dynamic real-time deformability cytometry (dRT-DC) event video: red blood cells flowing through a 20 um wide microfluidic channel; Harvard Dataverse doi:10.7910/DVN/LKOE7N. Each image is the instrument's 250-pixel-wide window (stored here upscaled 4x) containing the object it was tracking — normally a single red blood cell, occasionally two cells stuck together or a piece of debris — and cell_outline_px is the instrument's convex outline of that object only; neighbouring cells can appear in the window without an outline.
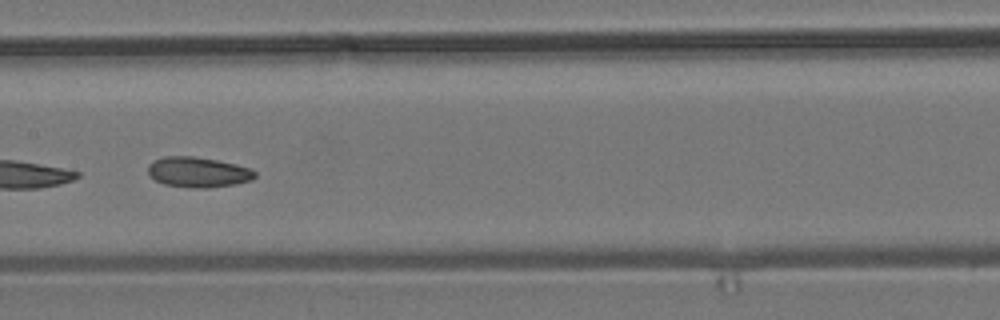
{"species": "common noctule bat (a hibernating species)", "species_latin": "Nyctalus noctula", "temperature_condition": "room temperature", "stored_images_in_passage": 10, "camera_frame_rate_fps": 3000, "um_per_image_px": 0.085, "animal": {"sex": "male", "body_mass_g": 19.2, "forearm_length_mm": 51.8}, "frame": {"image": 1, "passage_image": 7, "time_ms": 8.0, "image_size_px": [1000, 320], "cell_outline_px": [[256, 176], [252, 180], [236, 184], [208, 188], [192, 188], [164, 184], [156, 180], [148, 172], [148, 164], [152, 160], [164, 156], [192, 156], [216, 160], [236, 164], [252, 168], [256, 172]], "centroid_in_image_um": [16.85, 14.63], "position_along_channel_um": 190.5, "area_um2": 19.02}}
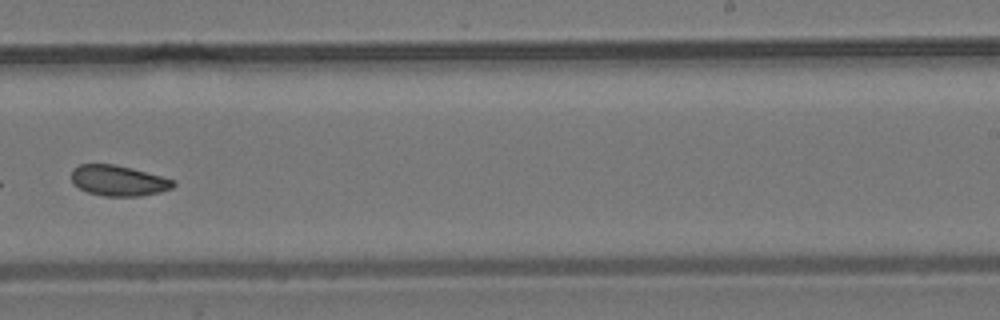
{"frame": {"image": 2, "passage_image": 9, "time_ms": 10.333, "image_size_px": [1000, 320], "cell_outline_px": [[176, 184], [172, 188], [160, 192], [140, 196], [104, 196], [88, 192], [72, 184], [72, 168], [80, 164], [112, 164], [132, 168], [160, 176], [172, 180]], "centroid_in_image_um": [10.03, 15.35], "position_along_channel_um": 279.0, "area_um2": 18.03}}
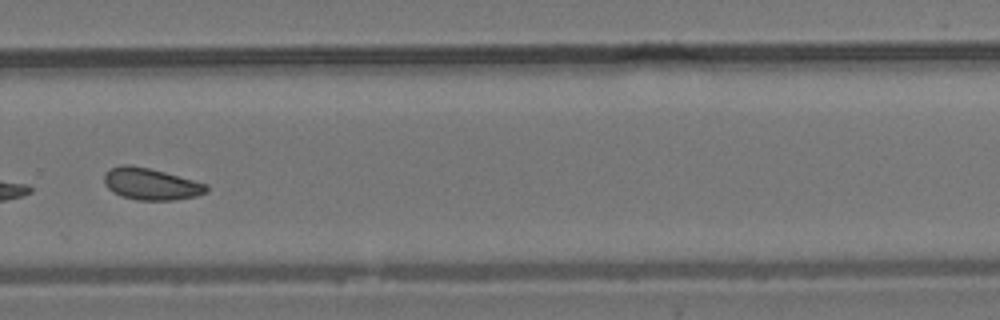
{"frame": {"image": 3, "passage_image": 10, "time_ms": 11.333, "image_size_px": [1000, 320], "cell_outline_px": [[208, 192], [196, 196], [172, 200], [140, 200], [124, 196], [112, 192], [104, 184], [104, 176], [112, 168], [120, 164], [132, 164], [164, 172], [208, 184]], "centroid_in_image_um": [12.84, 15.63], "position_along_channel_um": 317.0, "area_um2": 18.79}}